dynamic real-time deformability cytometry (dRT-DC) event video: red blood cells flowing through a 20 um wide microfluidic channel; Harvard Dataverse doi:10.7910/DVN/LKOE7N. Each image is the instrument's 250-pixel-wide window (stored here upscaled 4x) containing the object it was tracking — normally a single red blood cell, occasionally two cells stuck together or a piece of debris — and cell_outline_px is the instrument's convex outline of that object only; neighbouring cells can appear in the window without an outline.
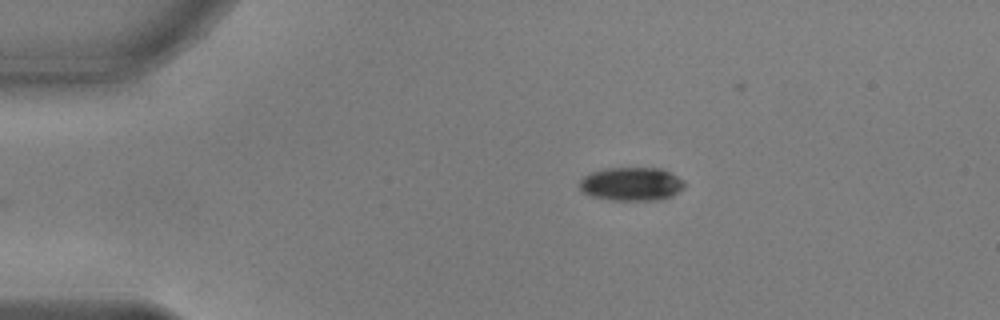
{"species": "common noctule bat (a hibernating species)", "species_latin": "Nyctalus noctula", "temperature_condition": "warm", "stored_images_in_passage": 37, "camera_frame_rate_fps": 3000, "um_per_image_px": 0.085, "animal": {"sex": "male", "body_mass_g": 17.9, "forearm_length_mm": 54.2}, "frame": {"image": 1, "passage_image": 1, "time_ms": 0.0, "image_size_px": [1000, 320], "cell_outline_px": [[684, 188], [672, 196], [660, 200], [612, 200], [588, 196], [580, 188], [580, 180], [584, 176], [592, 172], [604, 168], [664, 168], [684, 180]], "centroid_in_image_um": [53.69, 15.64], "position_along_channel_um": 31.3, "area_um2": 20.69}}
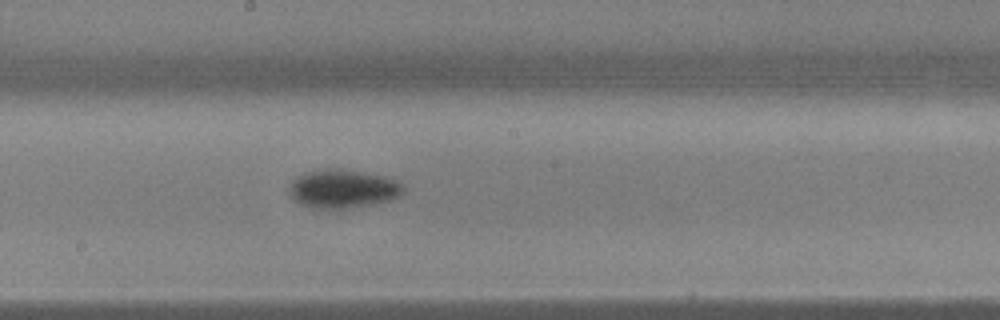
{"frame": {"image": 2, "passage_image": 20, "time_ms": 6.333, "image_size_px": [1000, 320], "cell_outline_px": [[404, 192], [400, 196], [392, 200], [344, 208], [316, 208], [300, 204], [292, 196], [288, 188], [292, 180], [296, 176], [308, 172], [324, 168], [340, 168], [384, 176], [400, 184], [404, 188]], "centroid_in_image_um": [29.12, 16.03], "position_along_channel_um": 219.1, "area_um2": 25.32}}
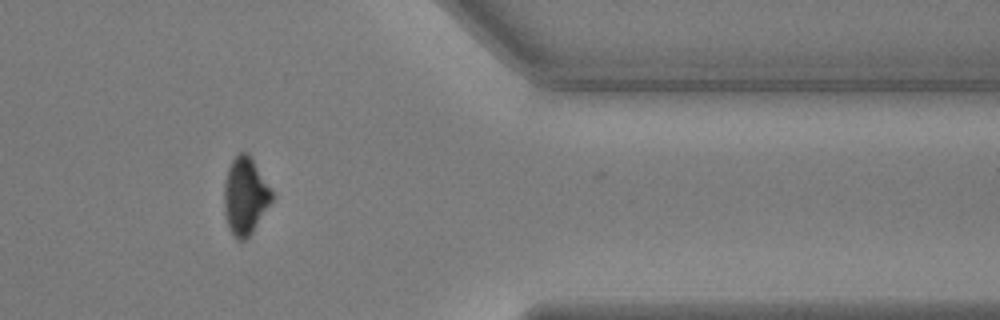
{"frame": {"image": 3, "passage_image": 35, "time_ms": 11.333, "image_size_px": [1000, 320], "cell_outline_px": [[272, 200], [252, 232], [244, 240], [240, 240], [232, 232], [224, 216], [224, 184], [228, 168], [232, 160], [240, 152], [248, 152], [272, 188]], "centroid_in_image_um": [20.84, 16.61], "position_along_channel_um": 390.6, "area_um2": 21.27}, "authors_computed_cell_mechanics": {"area_um2": 23.8714, "velocity_mm_per_s": 3.8054, "shape_relaxation_time_tau1_ms": 3.5218, "shape_relaxation_time_tau2_ms": null, "deformation_change_tau1": 0.1553, "deformation_change_tau2": null}}